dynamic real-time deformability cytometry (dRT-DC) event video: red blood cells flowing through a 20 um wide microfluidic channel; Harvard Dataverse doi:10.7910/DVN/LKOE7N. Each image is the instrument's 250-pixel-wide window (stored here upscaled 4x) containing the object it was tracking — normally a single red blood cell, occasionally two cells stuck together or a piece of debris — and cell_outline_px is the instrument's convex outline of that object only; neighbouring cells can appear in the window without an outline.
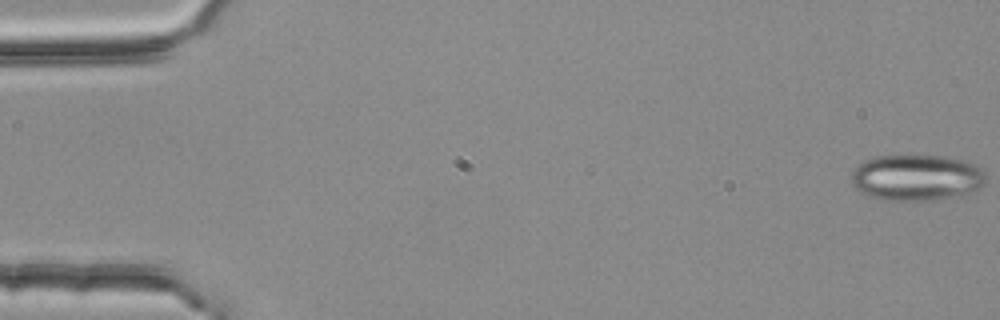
{"species": "common noctule bat (a hibernating species)", "species_latin": "Nyctalus noctula", "temperature_condition": "room temperature", "stored_images_in_passage": 4, "camera_frame_rate_fps": 3000, "um_per_image_px": 0.085, "animal": {"sex": "female", "body_mass_g": 25.1}, "frame": {"image": 1, "passage_image": 1, "time_ms": 0.0, "image_size_px": [1000, 320], "cell_outline_px": [[984, 184], [980, 188], [968, 192], [932, 200], [884, 200], [868, 196], [860, 192], [852, 184], [852, 172], [864, 160], [876, 156], [940, 156], [968, 160], [976, 164], [984, 172]], "centroid_in_image_um": [77.89, 15.08], "position_along_channel_um": 7.1, "area_um2": 35.89}}